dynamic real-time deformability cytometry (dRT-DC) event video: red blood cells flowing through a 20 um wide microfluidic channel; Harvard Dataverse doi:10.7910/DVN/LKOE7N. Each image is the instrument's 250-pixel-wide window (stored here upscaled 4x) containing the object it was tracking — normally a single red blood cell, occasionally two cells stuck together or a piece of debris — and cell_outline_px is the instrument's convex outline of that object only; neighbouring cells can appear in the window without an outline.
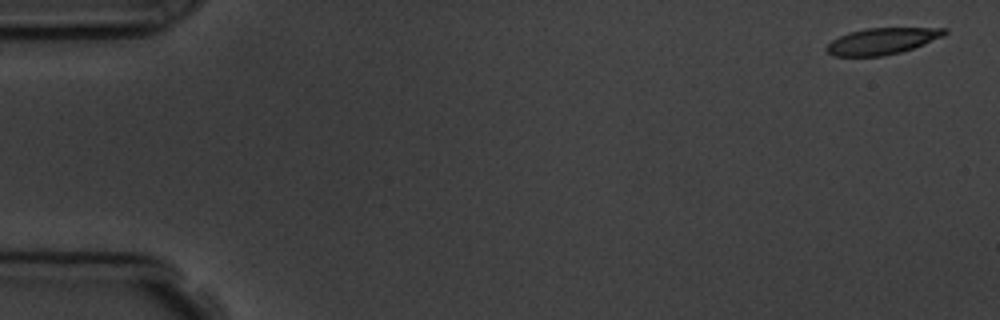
{"species": "common noctule bat (a hibernating species)", "species_latin": "Nyctalus noctula", "temperature_condition": "room temperature", "stored_images_in_passage": 5, "camera_frame_rate_fps": 3000, "um_per_image_px": 0.085, "animal": {"sex": "male", "body_mass_g": 19.5, "forearm_length_mm": 54.6}, "frame": {"image": 1, "passage_image": 1, "time_ms": 0.0, "image_size_px": [1000, 320], "cell_outline_px": [[948, 32], [944, 36], [924, 44], [900, 52], [884, 56], [836, 56], [828, 52], [824, 48], [832, 40], [848, 32], [868, 28], [948, 28]], "centroid_in_image_um": [74.99, 3.49], "position_along_channel_um": 10.0, "area_um2": 18.09}}
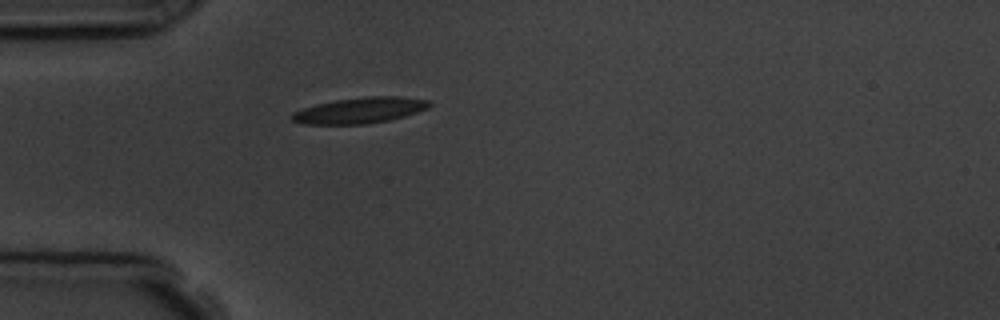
{"frame": {"image": 2, "passage_image": 5, "time_ms": 4.667, "image_size_px": [1000, 320], "cell_outline_px": [[432, 104], [428, 108], [404, 116], [388, 120], [364, 124], [304, 124], [292, 120], [288, 116], [292, 112], [316, 104], [336, 100], [364, 96], [404, 96], [428, 100]], "centroid_in_image_um": [30.58, 9.37], "position_along_channel_um": 54.4, "area_um2": 20.75}}